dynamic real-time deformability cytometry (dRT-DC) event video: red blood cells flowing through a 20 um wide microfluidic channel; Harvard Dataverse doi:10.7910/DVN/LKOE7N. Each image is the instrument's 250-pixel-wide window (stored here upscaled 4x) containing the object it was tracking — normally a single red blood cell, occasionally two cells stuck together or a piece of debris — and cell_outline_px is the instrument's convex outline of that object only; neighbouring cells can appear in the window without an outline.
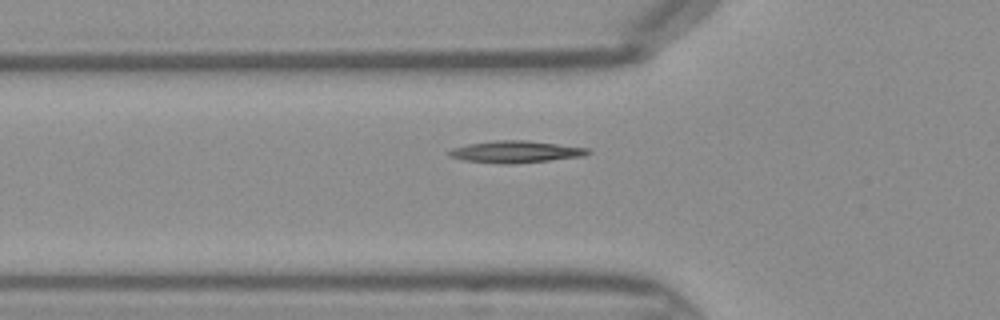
{"species": "Egyptian fruit bat (a non-hibernating species)", "species_latin": "Rousettus aegyptiacus", "temperature_condition": "warm", "stored_images_in_passage": 32, "camera_frame_rate_fps": 3000, "um_per_image_px": 0.085, "frame": {"image": 1, "passage_image": 2, "time_ms": 0.333, "image_size_px": [1000, 320], "cell_outline_px": [[592, 152], [584, 156], [512, 164], [500, 164], [464, 160], [448, 156], [448, 152], [452, 148], [468, 144], [496, 140], [528, 140], [588, 148]], "centroid_in_image_um": [43.82, 12.9], "position_along_channel_um": 82.0, "area_um2": 17.69}}
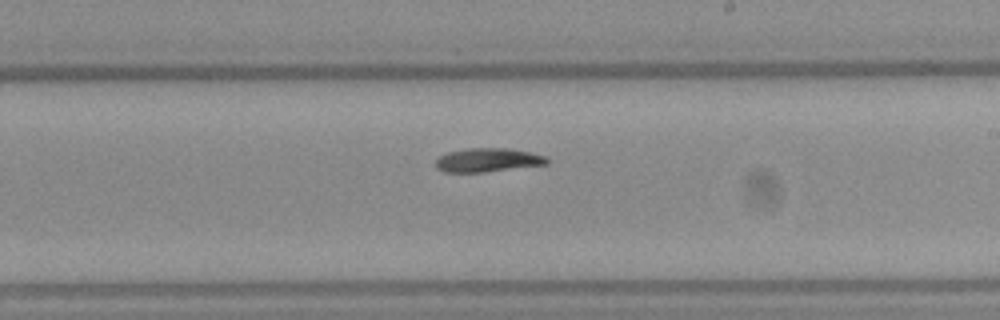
{"frame": {"image": 2, "passage_image": 13, "time_ms": 4.0, "image_size_px": [1000, 320], "cell_outline_px": [[552, 160], [548, 164], [484, 172], [444, 172], [436, 168], [436, 156], [448, 152], [468, 148], [508, 148], [528, 152], [544, 156]], "centroid_in_image_um": [41.44, 13.6], "position_along_channel_um": 247.6, "area_um2": 15.49}}
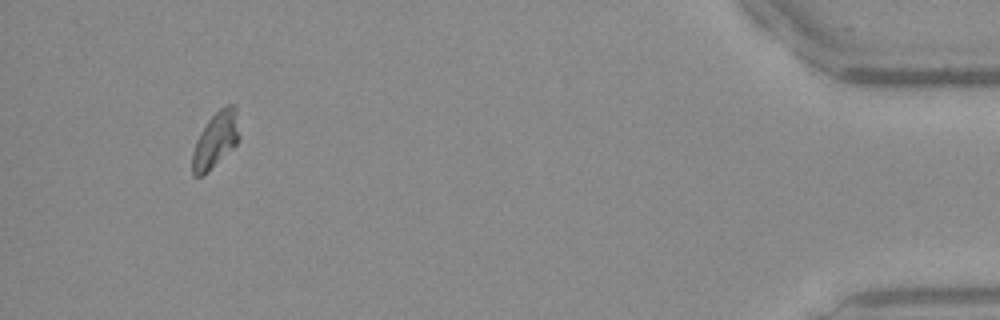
{"frame": {"image": 3, "passage_image": 29, "time_ms": 9.333, "image_size_px": [1000, 320], "cell_outline_px": [[240, 140], [204, 176], [192, 176], [192, 152], [196, 140], [200, 132], [208, 120], [220, 108], [228, 104], [232, 104], [236, 108], [240, 136]], "centroid_in_image_um": [18.32, 11.91], "position_along_channel_um": 416.9, "area_um2": 15.32}}